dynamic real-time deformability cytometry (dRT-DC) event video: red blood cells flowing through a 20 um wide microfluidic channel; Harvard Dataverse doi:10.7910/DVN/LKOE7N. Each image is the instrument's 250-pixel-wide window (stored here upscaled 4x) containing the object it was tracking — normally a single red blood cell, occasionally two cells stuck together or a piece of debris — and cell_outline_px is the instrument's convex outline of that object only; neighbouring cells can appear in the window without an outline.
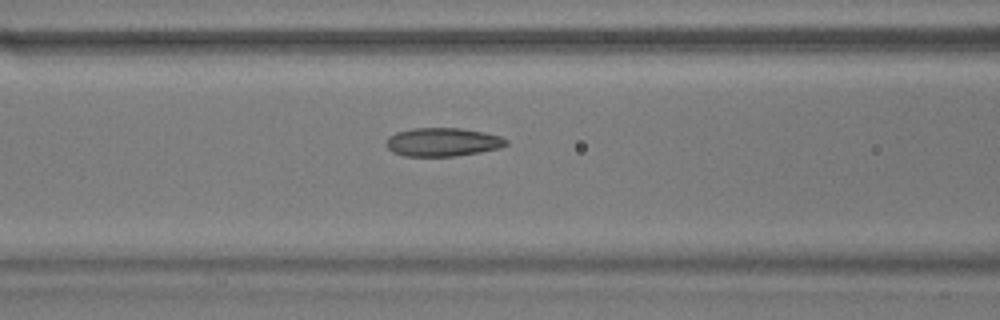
{"species": "common noctule bat (a hibernating species)", "species_latin": "Nyctalus noctula", "temperature_condition": "warm", "stored_images_in_passage": 5, "camera_frame_rate_fps": 3000, "um_per_image_px": 0.085, "animal": {"sex": "male", "body_mass_g": 17.9}, "frame": {"image": 1, "passage_image": 5, "time_ms": 1.333, "image_size_px": [1000, 320], "cell_outline_px": [[508, 144], [500, 148], [480, 152], [456, 156], [404, 156], [392, 152], [384, 144], [388, 136], [396, 132], [412, 128], [460, 128], [484, 132], [500, 136], [508, 140]], "centroid_in_image_um": [37.6, 12.07], "position_along_channel_um": 129.0, "area_um2": 20.11}}